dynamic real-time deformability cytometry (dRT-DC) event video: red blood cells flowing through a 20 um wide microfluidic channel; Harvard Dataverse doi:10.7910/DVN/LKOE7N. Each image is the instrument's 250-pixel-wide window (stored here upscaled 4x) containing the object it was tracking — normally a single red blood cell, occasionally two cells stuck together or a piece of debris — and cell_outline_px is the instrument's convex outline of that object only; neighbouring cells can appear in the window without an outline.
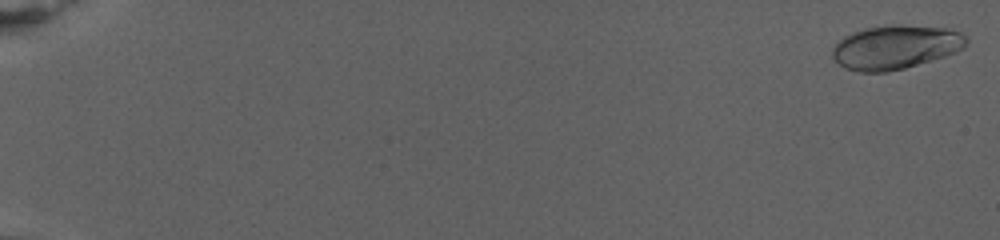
{"species": "human", "species_latin": "Homo sapiens", "temperature_condition": "warm", "stored_images_in_passage": 80, "camera_frame_rate_fps": 3000, "um_per_image_px": 0.085, "donor": {"sex": "female"}, "frame": {"image": 1, "passage_image": 2, "time_ms": 0.333, "image_size_px": [1000, 240], "cell_outline_px": [[968, 40], [964, 48], [956, 52], [944, 56], [904, 68], [884, 72], [860, 72], [844, 68], [832, 56], [832, 48], [844, 36], [864, 28], [892, 24], [900, 24], [948, 28], [960, 32]], "centroid_in_image_um": [76.12, 3.99], "position_along_channel_um": 8.9, "area_um2": 34.22}}
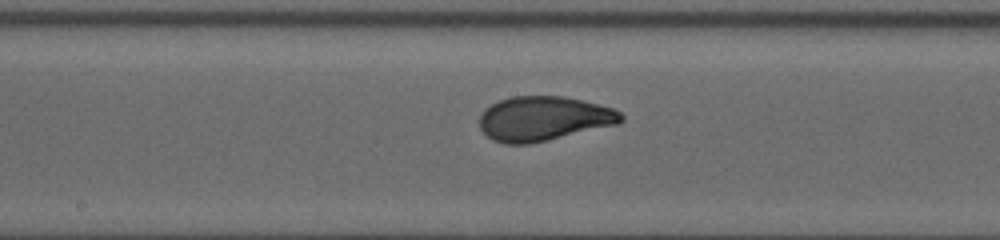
{"frame": {"image": 2, "passage_image": 46, "time_ms": 15.0, "image_size_px": [1000, 240], "cell_outline_px": [[624, 120], [616, 124], [548, 140], [528, 144], [504, 144], [492, 140], [480, 128], [480, 116], [492, 104], [500, 100], [512, 96], [564, 96], [612, 108], [620, 112], [624, 116]], "centroid_in_image_um": [46.2, 10.08], "position_along_channel_um": 202.0, "area_um2": 36.3}}
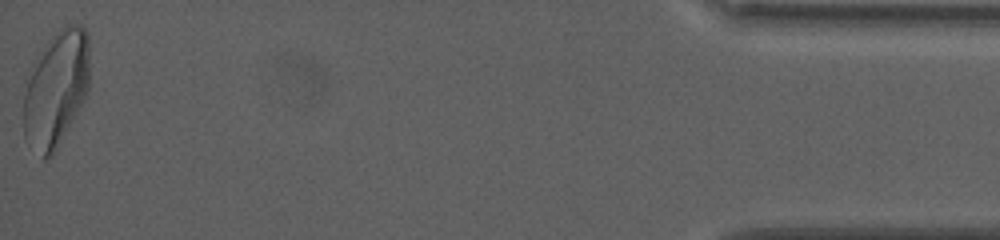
{"frame": {"image": 3, "passage_image": 80, "time_ms": 26.333, "image_size_px": [1000, 240], "cell_outline_px": [[88, 88], [80, 104], [52, 156], [44, 160], [24, 140], [24, 96], [28, 80], [40, 52], [48, 40], [60, 28], [68, 24], [80, 24], [88, 32]], "centroid_in_image_um": [4.75, 7.54], "position_along_channel_um": 430.4, "area_um2": 43.58}, "authors_computed_cell_mechanics": {"area_um2": 35.4603, "velocity_mm_per_s": 2.7282, "shape_relaxation_time_tau1_ms": 5.4549, "shape_relaxation_time_tau2_ms": null, "deformation_change_tau1": 0.1894, "deformation_change_tau2": null}}